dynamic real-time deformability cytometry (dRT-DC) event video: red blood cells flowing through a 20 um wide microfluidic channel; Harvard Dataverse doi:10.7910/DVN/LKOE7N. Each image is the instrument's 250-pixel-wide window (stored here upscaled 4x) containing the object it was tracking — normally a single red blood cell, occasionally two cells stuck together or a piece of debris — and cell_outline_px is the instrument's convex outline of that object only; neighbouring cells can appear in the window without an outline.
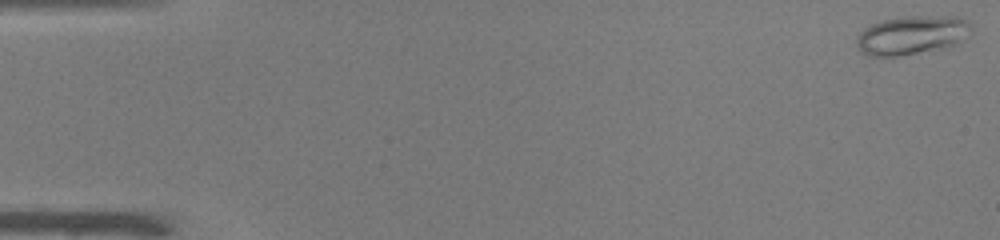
{"species": "common noctule bat (a hibernating species)", "species_latin": "Nyctalus noctula", "temperature_condition": "warm", "stored_images_in_passage": 13, "camera_frame_rate_fps": 3000, "um_per_image_px": 0.085, "animal": {"sex": "male", "body_mass_g": 19.0, "forearm_length_mm": 50.8}, "frame": {"image": 1, "passage_image": 1, "time_ms": 0.0, "image_size_px": [1000, 240], "cell_outline_px": [[972, 32], [956, 44], [940, 48], [900, 56], [868, 56], [856, 44], [856, 36], [864, 28], [880, 20], [908, 16], [956, 16], [968, 20], [972, 24]], "centroid_in_image_um": [77.53, 2.97], "position_along_channel_um": 7.5, "area_um2": 26.01}}